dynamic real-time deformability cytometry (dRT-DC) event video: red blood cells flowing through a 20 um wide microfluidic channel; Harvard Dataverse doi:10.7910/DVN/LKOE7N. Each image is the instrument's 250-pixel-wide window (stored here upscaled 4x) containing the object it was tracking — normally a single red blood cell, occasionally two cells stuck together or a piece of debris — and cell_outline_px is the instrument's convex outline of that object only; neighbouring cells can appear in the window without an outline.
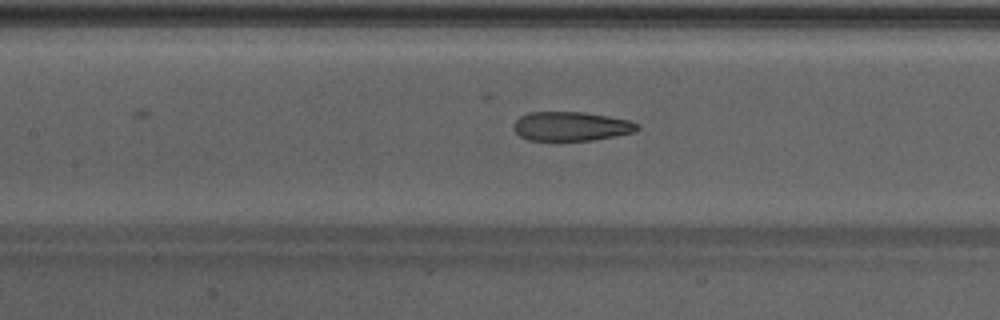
{"species": "Egyptian fruit bat (a non-hibernating species)", "species_latin": "Rousettus aegyptiacus", "temperature_condition": "warm", "stored_images_in_passage": 37, "camera_frame_rate_fps": 3000, "um_per_image_px": 0.085, "animal": {"sex": "male"}, "frame": {"image": 1, "passage_image": 23, "time_ms": 7.333, "image_size_px": [1000, 320], "cell_outline_px": [[640, 128], [636, 132], [592, 140], [528, 140], [520, 136], [516, 132], [512, 124], [520, 116], [528, 112], [584, 112], [608, 116], [628, 120], [640, 124]], "centroid_in_image_um": [48.56, 10.73], "position_along_channel_um": 158.8, "area_um2": 21.04}}
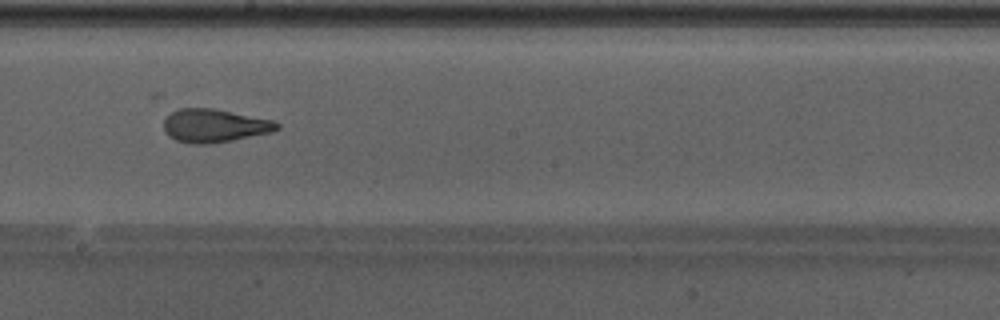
{"frame": {"image": 2, "passage_image": 28, "time_ms": 9.0, "image_size_px": [1000, 320], "cell_outline_px": [[280, 128], [272, 132], [232, 140], [208, 144], [192, 144], [176, 140], [168, 136], [164, 132], [164, 120], [172, 112], [180, 108], [212, 108], [272, 120], [280, 124]], "centroid_in_image_um": [18.21, 10.69], "position_along_channel_um": 230.0, "area_um2": 21.85}}